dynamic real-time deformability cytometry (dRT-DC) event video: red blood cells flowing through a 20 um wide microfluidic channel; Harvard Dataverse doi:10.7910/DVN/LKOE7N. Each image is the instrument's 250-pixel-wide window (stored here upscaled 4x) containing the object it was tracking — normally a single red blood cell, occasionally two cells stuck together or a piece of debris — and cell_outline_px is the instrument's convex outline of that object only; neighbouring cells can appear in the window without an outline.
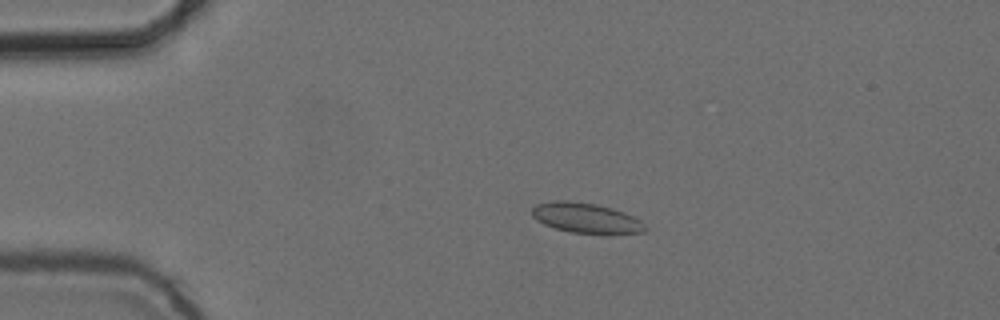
{"species": "common noctule bat (a hibernating species)", "species_latin": "Nyctalus noctula", "temperature_condition": "cold", "stored_images_in_passage": 55, "camera_frame_rate_fps": 3000, "um_per_image_px": 0.085, "animal": {"sex": "female", "body_mass_g": 24.6, "forearm_length_mm": 56.2}, "frame": {"image": 1, "passage_image": 12, "time_ms": 3.667, "image_size_px": [1000, 320], "cell_outline_px": [[648, 228], [644, 232], [568, 232], [544, 224], [536, 220], [532, 216], [532, 208], [536, 204], [556, 200], [564, 200], [596, 204], [612, 208], [624, 212], [640, 220]], "centroid_in_image_um": [49.76, 18.5], "position_along_channel_um": 35.2, "area_um2": 19.36}}
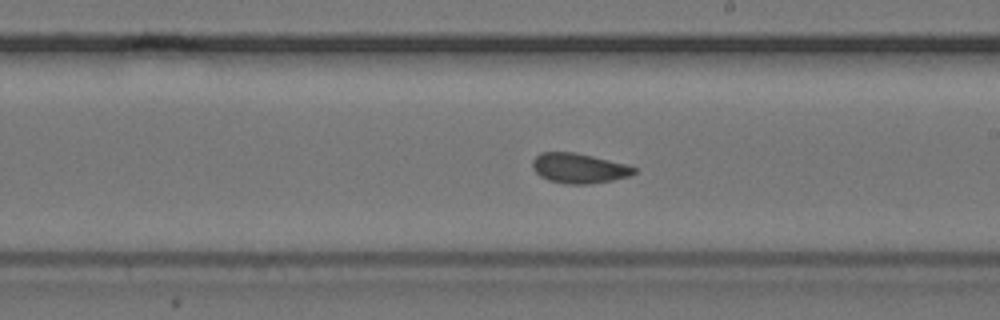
{"frame": {"image": 2, "passage_image": 32, "time_ms": 10.333, "image_size_px": [1000, 320], "cell_outline_px": [[636, 172], [628, 176], [612, 180], [588, 184], [568, 184], [548, 180], [540, 176], [532, 168], [532, 160], [540, 152], [576, 152], [628, 164], [636, 168]], "centroid_in_image_um": [49.2, 14.29], "position_along_channel_um": 239.8, "area_um2": 17.8}}
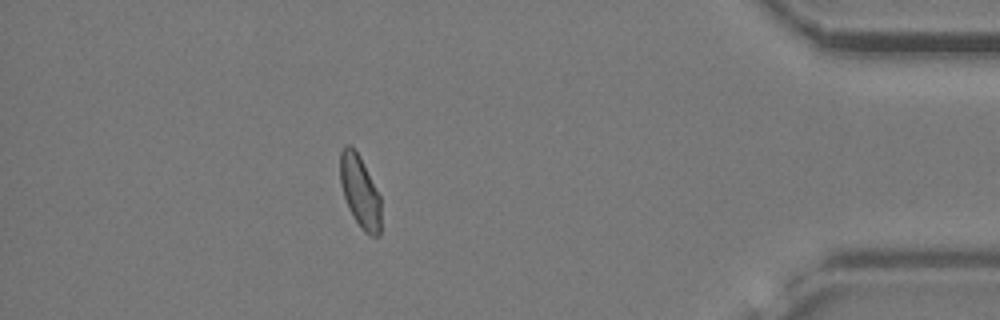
{"frame": {"image": 3, "passage_image": 49, "time_ms": 16.0, "image_size_px": [1000, 320], "cell_outline_px": [[380, 236], [372, 236], [364, 232], [348, 208], [340, 184], [340, 152], [344, 144], [352, 144], [360, 156], [380, 196]], "centroid_in_image_um": [30.58, 16.24], "position_along_channel_um": 404.6, "area_um2": 17.22}, "authors_computed_cell_mechanics": {"area_um2": 18.3226, "velocity_mm_per_s": 3.723, "shape_relaxation_time_tau1_ms": null, "shape_relaxation_time_tau2_ms": 1.6042, "deformation_change_tau1": null, "deformation_change_tau2": 0.0656}}